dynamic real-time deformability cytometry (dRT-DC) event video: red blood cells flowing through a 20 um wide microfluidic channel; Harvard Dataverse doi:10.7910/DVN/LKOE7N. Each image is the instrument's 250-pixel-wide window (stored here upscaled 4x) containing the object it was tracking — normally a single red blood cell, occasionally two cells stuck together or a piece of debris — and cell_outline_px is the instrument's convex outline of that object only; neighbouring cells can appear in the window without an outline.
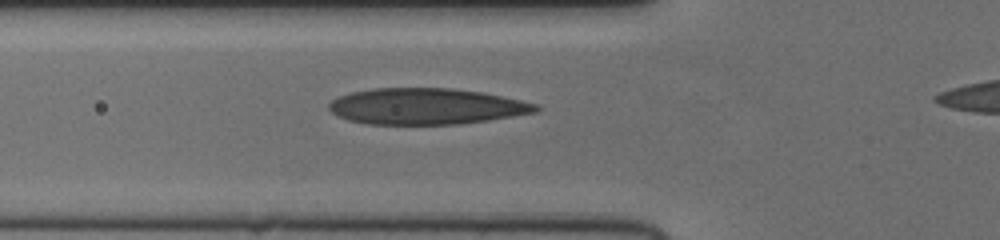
{"species": "human", "species_latin": "Homo sapiens", "temperature_condition": "cold", "stored_images_in_passage": 39, "camera_frame_rate_fps": 3000, "um_per_image_px": 0.085, "donor": {"sex": "female"}, "frame": {"image": 1, "passage_image": 11, "time_ms": 3.333, "image_size_px": [1000, 240], "cell_outline_px": [[540, 108], [536, 112], [488, 120], [460, 124], [368, 124], [348, 120], [332, 112], [328, 108], [328, 104], [332, 100], [340, 96], [352, 92], [372, 88], [452, 88], [480, 92], [520, 100], [536, 104]], "centroid_in_image_um": [36.2, 9.04], "position_along_channel_um": 89.6, "area_um2": 43.29}}
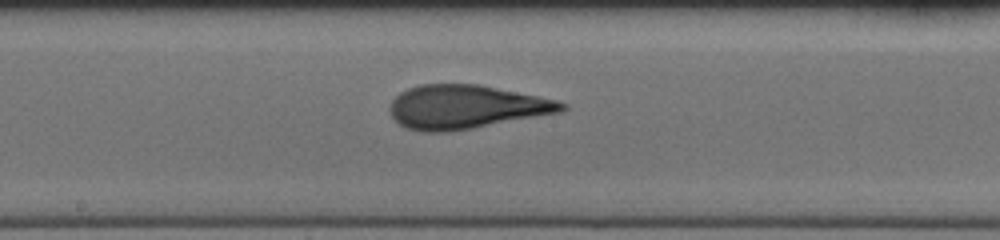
{"frame": {"image": 2, "passage_image": 20, "time_ms": 6.333, "image_size_px": [1000, 240], "cell_outline_px": [[568, 108], [564, 112], [472, 128], [448, 132], [420, 132], [408, 128], [400, 124], [392, 116], [388, 108], [392, 100], [400, 92], [408, 88], [420, 84], [480, 84], [556, 100], [568, 104]], "centroid_in_image_um": [39.62, 9.09], "position_along_channel_um": 208.6, "area_um2": 43.93}}
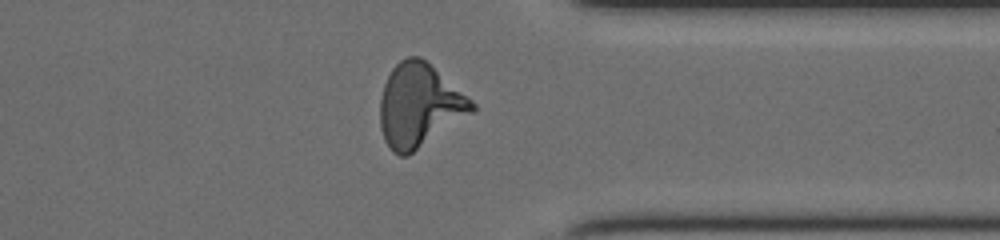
{"frame": {"image": 3, "passage_image": 33, "time_ms": 10.667, "image_size_px": [1000, 240], "cell_outline_px": [[476, 108], [472, 112], [408, 156], [400, 156], [392, 152], [384, 140], [380, 128], [380, 100], [384, 84], [392, 68], [400, 60], [408, 56], [420, 56], [472, 100], [476, 104]], "centroid_in_image_um": [35.6, 8.98], "position_along_channel_um": 375.8, "area_um2": 44.16}}